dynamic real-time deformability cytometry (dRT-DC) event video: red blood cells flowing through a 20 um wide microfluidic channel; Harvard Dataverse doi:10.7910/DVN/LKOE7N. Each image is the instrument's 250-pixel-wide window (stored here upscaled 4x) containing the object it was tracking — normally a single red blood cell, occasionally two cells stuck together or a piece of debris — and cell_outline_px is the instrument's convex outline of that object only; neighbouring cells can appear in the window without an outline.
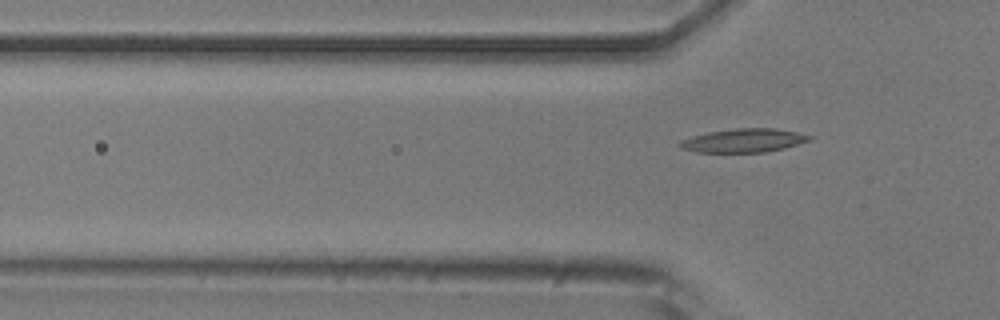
{"species": "common noctule bat (a hibernating species)", "species_latin": "Nyctalus noctula", "temperature_condition": "room temperature", "stored_images_in_passage": 3, "camera_frame_rate_fps": 3000, "um_per_image_px": 0.085, "animal": {"sex": "male", "body_mass_g": 20.5, "forearm_length_mm": 52.5}, "frame": {"image": 1, "passage_image": 3, "time_ms": 3.0, "image_size_px": [1000, 320], "cell_outline_px": [[812, 140], [784, 148], [764, 152], [696, 152], [680, 148], [676, 144], [680, 140], [692, 136], [708, 132], [736, 128], [776, 128], [796, 132], [812, 136]], "centroid_in_image_um": [63.18, 11.94], "position_along_channel_um": 62.6, "area_um2": 17.92}}